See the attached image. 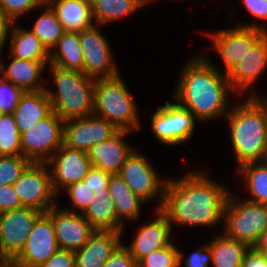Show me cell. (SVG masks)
I'll return each instance as SVG.
<instances>
[{
	"label": "cell",
	"mask_w": 267,
	"mask_h": 267,
	"mask_svg": "<svg viewBox=\"0 0 267 267\" xmlns=\"http://www.w3.org/2000/svg\"><path fill=\"white\" fill-rule=\"evenodd\" d=\"M64 121L52 112L20 135L22 155L31 162H47L63 145Z\"/></svg>",
	"instance_id": "8fae6325"
},
{
	"label": "cell",
	"mask_w": 267,
	"mask_h": 267,
	"mask_svg": "<svg viewBox=\"0 0 267 267\" xmlns=\"http://www.w3.org/2000/svg\"><path fill=\"white\" fill-rule=\"evenodd\" d=\"M64 31L80 32L94 24L90 0H50Z\"/></svg>",
	"instance_id": "d4e9b609"
},
{
	"label": "cell",
	"mask_w": 267,
	"mask_h": 267,
	"mask_svg": "<svg viewBox=\"0 0 267 267\" xmlns=\"http://www.w3.org/2000/svg\"><path fill=\"white\" fill-rule=\"evenodd\" d=\"M196 120L192 112L180 106L175 100L166 101L154 111L150 127L159 142L177 146L186 143L193 136Z\"/></svg>",
	"instance_id": "9c48e42d"
},
{
	"label": "cell",
	"mask_w": 267,
	"mask_h": 267,
	"mask_svg": "<svg viewBox=\"0 0 267 267\" xmlns=\"http://www.w3.org/2000/svg\"><path fill=\"white\" fill-rule=\"evenodd\" d=\"M58 204L46 213L51 217L59 249L76 252L80 250L96 231L82 213L58 209Z\"/></svg>",
	"instance_id": "e0dca14e"
},
{
	"label": "cell",
	"mask_w": 267,
	"mask_h": 267,
	"mask_svg": "<svg viewBox=\"0 0 267 267\" xmlns=\"http://www.w3.org/2000/svg\"><path fill=\"white\" fill-rule=\"evenodd\" d=\"M111 175L112 174L105 172L101 168L92 166L83 180L94 191V194L105 193V189H108Z\"/></svg>",
	"instance_id": "ab89813d"
},
{
	"label": "cell",
	"mask_w": 267,
	"mask_h": 267,
	"mask_svg": "<svg viewBox=\"0 0 267 267\" xmlns=\"http://www.w3.org/2000/svg\"><path fill=\"white\" fill-rule=\"evenodd\" d=\"M49 64L65 70L83 72V55L79 32L65 31L50 51Z\"/></svg>",
	"instance_id": "83f0119b"
},
{
	"label": "cell",
	"mask_w": 267,
	"mask_h": 267,
	"mask_svg": "<svg viewBox=\"0 0 267 267\" xmlns=\"http://www.w3.org/2000/svg\"><path fill=\"white\" fill-rule=\"evenodd\" d=\"M9 56L11 61L7 65L3 62L0 52V76L3 79L12 82L24 92L41 91L47 88L45 82L40 79L44 70L47 71V66L42 61L21 60L10 54Z\"/></svg>",
	"instance_id": "7402d4cb"
},
{
	"label": "cell",
	"mask_w": 267,
	"mask_h": 267,
	"mask_svg": "<svg viewBox=\"0 0 267 267\" xmlns=\"http://www.w3.org/2000/svg\"><path fill=\"white\" fill-rule=\"evenodd\" d=\"M179 251L173 241L159 250L153 251L138 263V267H179Z\"/></svg>",
	"instance_id": "836d02e7"
},
{
	"label": "cell",
	"mask_w": 267,
	"mask_h": 267,
	"mask_svg": "<svg viewBox=\"0 0 267 267\" xmlns=\"http://www.w3.org/2000/svg\"><path fill=\"white\" fill-rule=\"evenodd\" d=\"M52 187L58 195L68 185L82 181L92 167L87 152L62 145L46 162Z\"/></svg>",
	"instance_id": "2e32d148"
},
{
	"label": "cell",
	"mask_w": 267,
	"mask_h": 267,
	"mask_svg": "<svg viewBox=\"0 0 267 267\" xmlns=\"http://www.w3.org/2000/svg\"><path fill=\"white\" fill-rule=\"evenodd\" d=\"M24 91L0 76V113L12 114Z\"/></svg>",
	"instance_id": "74e56055"
},
{
	"label": "cell",
	"mask_w": 267,
	"mask_h": 267,
	"mask_svg": "<svg viewBox=\"0 0 267 267\" xmlns=\"http://www.w3.org/2000/svg\"><path fill=\"white\" fill-rule=\"evenodd\" d=\"M38 267H75V252L59 249Z\"/></svg>",
	"instance_id": "7bdbcfd3"
},
{
	"label": "cell",
	"mask_w": 267,
	"mask_h": 267,
	"mask_svg": "<svg viewBox=\"0 0 267 267\" xmlns=\"http://www.w3.org/2000/svg\"><path fill=\"white\" fill-rule=\"evenodd\" d=\"M22 155L20 133L12 114H0V156Z\"/></svg>",
	"instance_id": "d6a6232c"
},
{
	"label": "cell",
	"mask_w": 267,
	"mask_h": 267,
	"mask_svg": "<svg viewBox=\"0 0 267 267\" xmlns=\"http://www.w3.org/2000/svg\"><path fill=\"white\" fill-rule=\"evenodd\" d=\"M185 253L179 251V267L184 265L186 267H208L212 265V253L208 243L204 244L203 247H197V249L191 252L188 256Z\"/></svg>",
	"instance_id": "f35d334b"
},
{
	"label": "cell",
	"mask_w": 267,
	"mask_h": 267,
	"mask_svg": "<svg viewBox=\"0 0 267 267\" xmlns=\"http://www.w3.org/2000/svg\"><path fill=\"white\" fill-rule=\"evenodd\" d=\"M99 24L79 32L83 55V73L94 79L112 78L120 74L108 40L100 32Z\"/></svg>",
	"instance_id": "7c38bea8"
},
{
	"label": "cell",
	"mask_w": 267,
	"mask_h": 267,
	"mask_svg": "<svg viewBox=\"0 0 267 267\" xmlns=\"http://www.w3.org/2000/svg\"><path fill=\"white\" fill-rule=\"evenodd\" d=\"M46 90L24 92L12 115L20 135L52 113Z\"/></svg>",
	"instance_id": "603a6c76"
},
{
	"label": "cell",
	"mask_w": 267,
	"mask_h": 267,
	"mask_svg": "<svg viewBox=\"0 0 267 267\" xmlns=\"http://www.w3.org/2000/svg\"><path fill=\"white\" fill-rule=\"evenodd\" d=\"M94 24L104 25L142 8L139 0H90Z\"/></svg>",
	"instance_id": "f546056e"
},
{
	"label": "cell",
	"mask_w": 267,
	"mask_h": 267,
	"mask_svg": "<svg viewBox=\"0 0 267 267\" xmlns=\"http://www.w3.org/2000/svg\"><path fill=\"white\" fill-rule=\"evenodd\" d=\"M187 61L181 68L173 99L202 123L216 118L225 119L232 105L229 95L234 93L227 74L215 66L206 54H198Z\"/></svg>",
	"instance_id": "7a4b0ae2"
},
{
	"label": "cell",
	"mask_w": 267,
	"mask_h": 267,
	"mask_svg": "<svg viewBox=\"0 0 267 267\" xmlns=\"http://www.w3.org/2000/svg\"><path fill=\"white\" fill-rule=\"evenodd\" d=\"M154 210L153 220L139 227L134 240L129 247L126 246L137 263L151 252L172 242L173 230L167 215L161 209Z\"/></svg>",
	"instance_id": "d6986e66"
},
{
	"label": "cell",
	"mask_w": 267,
	"mask_h": 267,
	"mask_svg": "<svg viewBox=\"0 0 267 267\" xmlns=\"http://www.w3.org/2000/svg\"><path fill=\"white\" fill-rule=\"evenodd\" d=\"M249 91L225 117L237 168L260 162L267 139V97Z\"/></svg>",
	"instance_id": "3957f363"
},
{
	"label": "cell",
	"mask_w": 267,
	"mask_h": 267,
	"mask_svg": "<svg viewBox=\"0 0 267 267\" xmlns=\"http://www.w3.org/2000/svg\"><path fill=\"white\" fill-rule=\"evenodd\" d=\"M237 170L243 176L244 188L251 196L245 200L267 205V167L256 162L242 165Z\"/></svg>",
	"instance_id": "4dcf8cb0"
},
{
	"label": "cell",
	"mask_w": 267,
	"mask_h": 267,
	"mask_svg": "<svg viewBox=\"0 0 267 267\" xmlns=\"http://www.w3.org/2000/svg\"><path fill=\"white\" fill-rule=\"evenodd\" d=\"M260 163L267 167V139H266V143H265V147H264V152H263V156L260 160Z\"/></svg>",
	"instance_id": "c3c4849f"
},
{
	"label": "cell",
	"mask_w": 267,
	"mask_h": 267,
	"mask_svg": "<svg viewBox=\"0 0 267 267\" xmlns=\"http://www.w3.org/2000/svg\"><path fill=\"white\" fill-rule=\"evenodd\" d=\"M152 1H155V0H139L140 5H141L142 8L145 7L146 4L147 5L150 4ZM174 1H176V0H174Z\"/></svg>",
	"instance_id": "f907efd6"
},
{
	"label": "cell",
	"mask_w": 267,
	"mask_h": 267,
	"mask_svg": "<svg viewBox=\"0 0 267 267\" xmlns=\"http://www.w3.org/2000/svg\"><path fill=\"white\" fill-rule=\"evenodd\" d=\"M262 25L263 22L240 23L234 28L205 32L212 42V49L216 50L224 64V74H228L244 58L248 49L267 32L266 24Z\"/></svg>",
	"instance_id": "52a82bcc"
},
{
	"label": "cell",
	"mask_w": 267,
	"mask_h": 267,
	"mask_svg": "<svg viewBox=\"0 0 267 267\" xmlns=\"http://www.w3.org/2000/svg\"><path fill=\"white\" fill-rule=\"evenodd\" d=\"M119 130L94 113L64 121L63 145L87 152L92 146L112 138Z\"/></svg>",
	"instance_id": "5bb4252c"
},
{
	"label": "cell",
	"mask_w": 267,
	"mask_h": 267,
	"mask_svg": "<svg viewBox=\"0 0 267 267\" xmlns=\"http://www.w3.org/2000/svg\"><path fill=\"white\" fill-rule=\"evenodd\" d=\"M248 13L258 20L267 22V0H240Z\"/></svg>",
	"instance_id": "ee69618b"
},
{
	"label": "cell",
	"mask_w": 267,
	"mask_h": 267,
	"mask_svg": "<svg viewBox=\"0 0 267 267\" xmlns=\"http://www.w3.org/2000/svg\"><path fill=\"white\" fill-rule=\"evenodd\" d=\"M154 169L151 162L135 149L120 168L118 175L146 203L157 198L155 209H161L167 179L158 177Z\"/></svg>",
	"instance_id": "30bf717a"
},
{
	"label": "cell",
	"mask_w": 267,
	"mask_h": 267,
	"mask_svg": "<svg viewBox=\"0 0 267 267\" xmlns=\"http://www.w3.org/2000/svg\"><path fill=\"white\" fill-rule=\"evenodd\" d=\"M56 91L46 88L52 111L63 121L93 114L95 80L77 70L47 65Z\"/></svg>",
	"instance_id": "277c9868"
},
{
	"label": "cell",
	"mask_w": 267,
	"mask_h": 267,
	"mask_svg": "<svg viewBox=\"0 0 267 267\" xmlns=\"http://www.w3.org/2000/svg\"><path fill=\"white\" fill-rule=\"evenodd\" d=\"M13 185L0 186V213L22 208Z\"/></svg>",
	"instance_id": "b9f144b4"
},
{
	"label": "cell",
	"mask_w": 267,
	"mask_h": 267,
	"mask_svg": "<svg viewBox=\"0 0 267 267\" xmlns=\"http://www.w3.org/2000/svg\"><path fill=\"white\" fill-rule=\"evenodd\" d=\"M43 7L46 8H43V13L36 18L29 30L51 51L65 31L52 8L47 3Z\"/></svg>",
	"instance_id": "1f68e13d"
},
{
	"label": "cell",
	"mask_w": 267,
	"mask_h": 267,
	"mask_svg": "<svg viewBox=\"0 0 267 267\" xmlns=\"http://www.w3.org/2000/svg\"><path fill=\"white\" fill-rule=\"evenodd\" d=\"M255 249L267 256V227L264 229L260 238L258 239Z\"/></svg>",
	"instance_id": "7dc6e473"
},
{
	"label": "cell",
	"mask_w": 267,
	"mask_h": 267,
	"mask_svg": "<svg viewBox=\"0 0 267 267\" xmlns=\"http://www.w3.org/2000/svg\"><path fill=\"white\" fill-rule=\"evenodd\" d=\"M30 163L23 155L0 156V186L13 185Z\"/></svg>",
	"instance_id": "e575fe53"
},
{
	"label": "cell",
	"mask_w": 267,
	"mask_h": 267,
	"mask_svg": "<svg viewBox=\"0 0 267 267\" xmlns=\"http://www.w3.org/2000/svg\"><path fill=\"white\" fill-rule=\"evenodd\" d=\"M123 231H95L75 252V267H103L110 255L123 243Z\"/></svg>",
	"instance_id": "44dd1931"
},
{
	"label": "cell",
	"mask_w": 267,
	"mask_h": 267,
	"mask_svg": "<svg viewBox=\"0 0 267 267\" xmlns=\"http://www.w3.org/2000/svg\"><path fill=\"white\" fill-rule=\"evenodd\" d=\"M58 250L52 219L43 213L34 223L23 249L12 261L15 267H38Z\"/></svg>",
	"instance_id": "9a60e30c"
},
{
	"label": "cell",
	"mask_w": 267,
	"mask_h": 267,
	"mask_svg": "<svg viewBox=\"0 0 267 267\" xmlns=\"http://www.w3.org/2000/svg\"><path fill=\"white\" fill-rule=\"evenodd\" d=\"M0 267H15L11 259H2L0 261Z\"/></svg>",
	"instance_id": "681fc988"
},
{
	"label": "cell",
	"mask_w": 267,
	"mask_h": 267,
	"mask_svg": "<svg viewBox=\"0 0 267 267\" xmlns=\"http://www.w3.org/2000/svg\"><path fill=\"white\" fill-rule=\"evenodd\" d=\"M229 192L224 208V234L249 249L255 248L267 227V205L240 200Z\"/></svg>",
	"instance_id": "8992f818"
},
{
	"label": "cell",
	"mask_w": 267,
	"mask_h": 267,
	"mask_svg": "<svg viewBox=\"0 0 267 267\" xmlns=\"http://www.w3.org/2000/svg\"><path fill=\"white\" fill-rule=\"evenodd\" d=\"M44 0H0V8L15 23L31 10L43 8Z\"/></svg>",
	"instance_id": "8d00e7d4"
},
{
	"label": "cell",
	"mask_w": 267,
	"mask_h": 267,
	"mask_svg": "<svg viewBox=\"0 0 267 267\" xmlns=\"http://www.w3.org/2000/svg\"><path fill=\"white\" fill-rule=\"evenodd\" d=\"M103 267H138L136 260L122 243L109 257Z\"/></svg>",
	"instance_id": "60d3db41"
},
{
	"label": "cell",
	"mask_w": 267,
	"mask_h": 267,
	"mask_svg": "<svg viewBox=\"0 0 267 267\" xmlns=\"http://www.w3.org/2000/svg\"><path fill=\"white\" fill-rule=\"evenodd\" d=\"M121 75L95 80L94 111L118 130L141 129L138 107Z\"/></svg>",
	"instance_id": "5b68a950"
},
{
	"label": "cell",
	"mask_w": 267,
	"mask_h": 267,
	"mask_svg": "<svg viewBox=\"0 0 267 267\" xmlns=\"http://www.w3.org/2000/svg\"><path fill=\"white\" fill-rule=\"evenodd\" d=\"M241 267H267V256L255 248H250L244 256Z\"/></svg>",
	"instance_id": "f6af8a7d"
},
{
	"label": "cell",
	"mask_w": 267,
	"mask_h": 267,
	"mask_svg": "<svg viewBox=\"0 0 267 267\" xmlns=\"http://www.w3.org/2000/svg\"><path fill=\"white\" fill-rule=\"evenodd\" d=\"M229 192L205 172L191 170L185 176L167 179L161 210L172 229L174 225L213 227L223 221Z\"/></svg>",
	"instance_id": "6da1fadb"
},
{
	"label": "cell",
	"mask_w": 267,
	"mask_h": 267,
	"mask_svg": "<svg viewBox=\"0 0 267 267\" xmlns=\"http://www.w3.org/2000/svg\"><path fill=\"white\" fill-rule=\"evenodd\" d=\"M212 253V267H241L249 248L226 236L223 232L208 242Z\"/></svg>",
	"instance_id": "f1b7e54d"
},
{
	"label": "cell",
	"mask_w": 267,
	"mask_h": 267,
	"mask_svg": "<svg viewBox=\"0 0 267 267\" xmlns=\"http://www.w3.org/2000/svg\"><path fill=\"white\" fill-rule=\"evenodd\" d=\"M15 24V25H14ZM8 53L17 59L42 61L49 64L50 51L29 28H23L13 23L9 34Z\"/></svg>",
	"instance_id": "cb8c5ba5"
},
{
	"label": "cell",
	"mask_w": 267,
	"mask_h": 267,
	"mask_svg": "<svg viewBox=\"0 0 267 267\" xmlns=\"http://www.w3.org/2000/svg\"><path fill=\"white\" fill-rule=\"evenodd\" d=\"M13 21L4 13L0 8V52L2 53L5 48L6 42H8L9 34ZM7 40V41H6Z\"/></svg>",
	"instance_id": "bcb514c9"
},
{
	"label": "cell",
	"mask_w": 267,
	"mask_h": 267,
	"mask_svg": "<svg viewBox=\"0 0 267 267\" xmlns=\"http://www.w3.org/2000/svg\"><path fill=\"white\" fill-rule=\"evenodd\" d=\"M13 188L23 207L46 213L58 203L46 162H31L14 182Z\"/></svg>",
	"instance_id": "ba28073f"
},
{
	"label": "cell",
	"mask_w": 267,
	"mask_h": 267,
	"mask_svg": "<svg viewBox=\"0 0 267 267\" xmlns=\"http://www.w3.org/2000/svg\"><path fill=\"white\" fill-rule=\"evenodd\" d=\"M108 189L114 203L117 220L122 225L128 220L136 222L142 213L141 206L146 202L135 195L118 174L111 175Z\"/></svg>",
	"instance_id": "484cf974"
},
{
	"label": "cell",
	"mask_w": 267,
	"mask_h": 267,
	"mask_svg": "<svg viewBox=\"0 0 267 267\" xmlns=\"http://www.w3.org/2000/svg\"><path fill=\"white\" fill-rule=\"evenodd\" d=\"M128 135L130 131L119 130L112 138L92 146L87 151L92 166L112 175L118 174L126 159L135 150L130 144L125 143L124 138Z\"/></svg>",
	"instance_id": "ffe728a7"
},
{
	"label": "cell",
	"mask_w": 267,
	"mask_h": 267,
	"mask_svg": "<svg viewBox=\"0 0 267 267\" xmlns=\"http://www.w3.org/2000/svg\"><path fill=\"white\" fill-rule=\"evenodd\" d=\"M62 192H67L71 199V208L73 207L72 209L64 208V210L76 213H83L95 196L94 191L84 180L68 185Z\"/></svg>",
	"instance_id": "d590c367"
},
{
	"label": "cell",
	"mask_w": 267,
	"mask_h": 267,
	"mask_svg": "<svg viewBox=\"0 0 267 267\" xmlns=\"http://www.w3.org/2000/svg\"><path fill=\"white\" fill-rule=\"evenodd\" d=\"M94 195L93 201L82 213L83 217L96 231H123L124 225L117 220L109 189Z\"/></svg>",
	"instance_id": "4316f807"
},
{
	"label": "cell",
	"mask_w": 267,
	"mask_h": 267,
	"mask_svg": "<svg viewBox=\"0 0 267 267\" xmlns=\"http://www.w3.org/2000/svg\"><path fill=\"white\" fill-rule=\"evenodd\" d=\"M267 69V32L227 74L234 95H243ZM251 86V87H250ZM236 93V94H235Z\"/></svg>",
	"instance_id": "ac0fdd59"
},
{
	"label": "cell",
	"mask_w": 267,
	"mask_h": 267,
	"mask_svg": "<svg viewBox=\"0 0 267 267\" xmlns=\"http://www.w3.org/2000/svg\"><path fill=\"white\" fill-rule=\"evenodd\" d=\"M43 212L22 207L0 213V256L13 260L23 249L36 220Z\"/></svg>",
	"instance_id": "4fadbf2b"
}]
</instances>
